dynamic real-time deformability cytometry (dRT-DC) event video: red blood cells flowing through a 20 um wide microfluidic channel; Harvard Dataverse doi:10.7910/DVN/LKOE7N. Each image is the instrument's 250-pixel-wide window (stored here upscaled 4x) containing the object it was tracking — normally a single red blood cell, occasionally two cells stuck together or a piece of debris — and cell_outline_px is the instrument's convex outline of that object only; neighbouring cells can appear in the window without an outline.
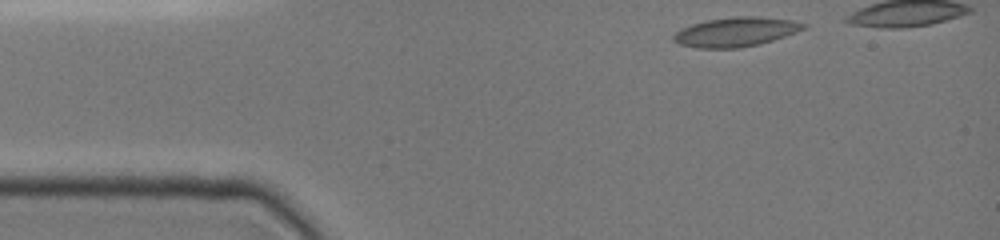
{"species": "common noctule bat (a hibernating species)", "species_latin": "Nyctalus noctula", "temperature_condition": "cold", "stored_images_in_passage": 20, "segment_of_instrument_passage": [1, 2], "camera_frame_rate_fps": 3000, "um_per_image_px": 0.085, "animal": {"sex": "female", "body_mass_g": 19.0, "forearm_length_mm": 51.5}, "frame": {"image": 1, "passage_image": 1, "time_ms": 0.0, "image_size_px": [1000, 240], "cell_outline_px": [[808, 28], [760, 44], [740, 48], [696, 48], [680, 44], [672, 40], [672, 36], [676, 32], [692, 24], [708, 20], [732, 16], [756, 16], [792, 20], [808, 24]], "centroid_in_image_um": [62.57, 2.71], "position_along_channel_um": 22.4, "area_um2": 22.25}}
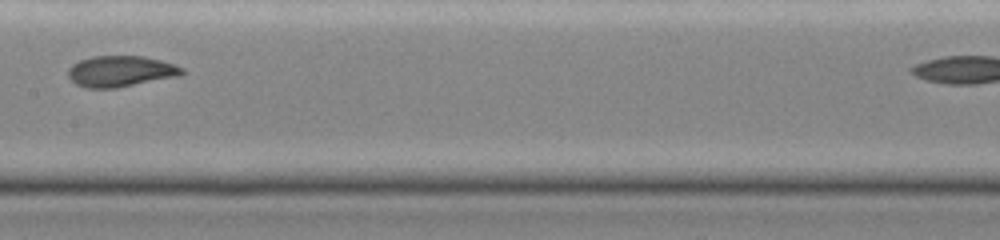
{"frame": {"image": 2, "passage_image": 16, "time_ms": 6.0, "image_size_px": [1000, 240], "cell_outline_px": [[184, 72], [180, 76], [116, 88], [84, 88], [76, 84], [68, 76], [68, 68], [72, 64], [80, 60], [92, 56], [144, 56], [176, 64], [184, 68]], "centroid_in_image_um": [10.26, 6.06], "position_along_channel_um": 197.1, "area_um2": 20.75}}
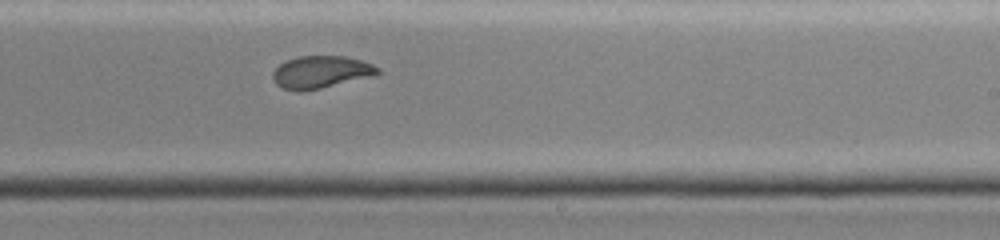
{"frame": {"image": 3, "passage_image": 19, "time_ms": 7.667, "image_size_px": [1000, 240], "cell_outline_px": [[380, 72], [376, 76], [320, 88], [300, 92], [296, 92], [284, 88], [276, 84], [272, 76], [272, 72], [280, 64], [288, 60], [300, 56], [348, 56], [372, 64], [380, 68]], "centroid_in_image_um": [27.31, 6.13], "position_along_channel_um": 261.7, "area_um2": 19.88}}